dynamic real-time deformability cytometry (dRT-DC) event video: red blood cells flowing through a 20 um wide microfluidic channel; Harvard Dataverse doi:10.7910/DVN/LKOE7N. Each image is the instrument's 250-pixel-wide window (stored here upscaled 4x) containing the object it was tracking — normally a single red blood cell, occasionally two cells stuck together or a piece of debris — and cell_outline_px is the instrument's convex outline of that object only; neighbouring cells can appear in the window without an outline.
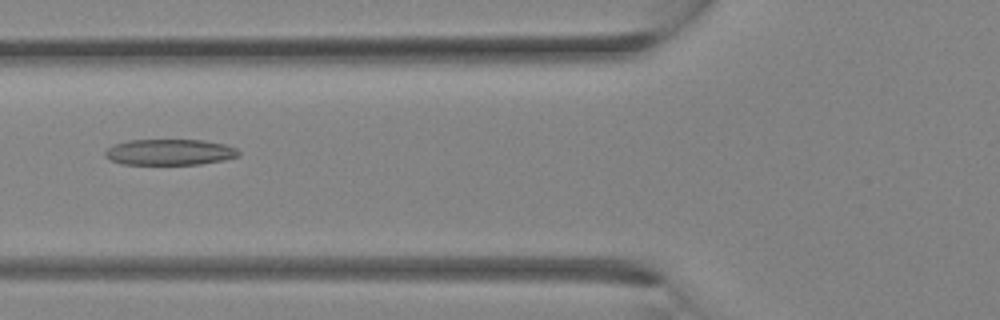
{"species": "Egyptian fruit bat (a non-hibernating species)", "species_latin": "Rousettus aegyptiacus", "temperature_condition": "room temperature", "stored_images_in_passage": 22, "camera_frame_rate_fps": 3000, "um_per_image_px": 0.085, "animal": {"sex": "female"}, "frame": {"image": 1, "passage_image": 11, "time_ms": 3.333, "image_size_px": [1000, 320], "cell_outline_px": [[240, 156], [224, 160], [200, 164], [124, 164], [108, 160], [104, 156], [104, 152], [112, 144], [128, 140], [204, 140], [224, 144], [236, 148], [240, 152]], "centroid_in_image_um": [14.4, 12.93], "position_along_channel_um": 111.4, "area_um2": 20.35}}
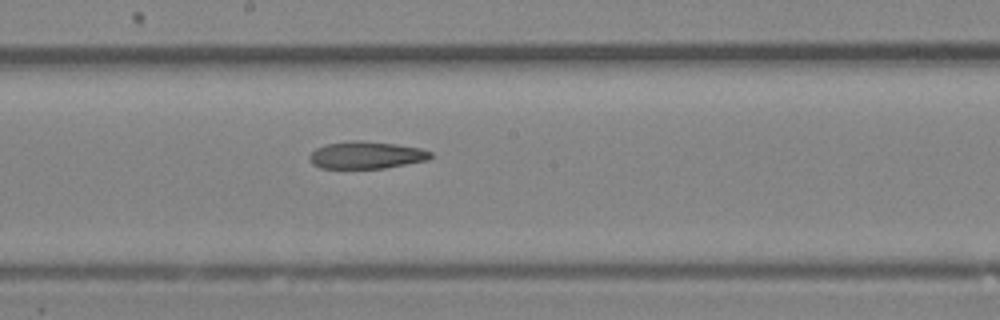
{"frame": {"image": 2, "passage_image": 16, "time_ms": 5.0, "image_size_px": [1000, 320], "cell_outline_px": [[432, 156], [428, 160], [384, 168], [320, 168], [312, 164], [308, 160], [308, 156], [316, 148], [328, 144], [352, 140], [360, 140], [396, 144], [420, 148], [432, 152]], "centroid_in_image_um": [31.12, 13.18], "position_along_channel_um": 217.1, "area_um2": 19.25}}
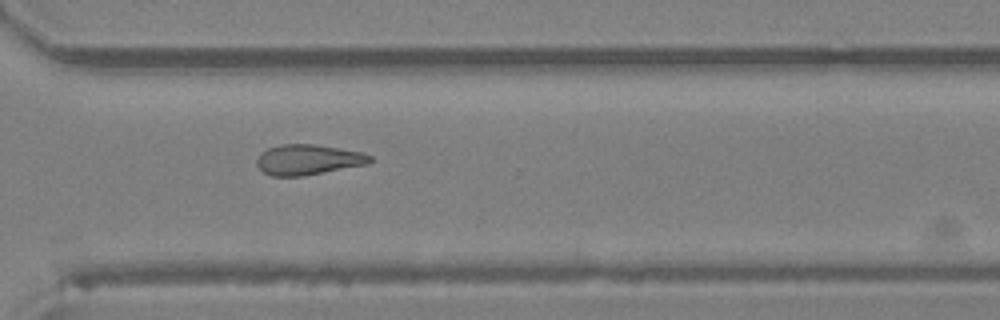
{"frame": {"image": 3, "passage_image": 22, "time_ms": 7.0, "image_size_px": [1000, 320], "cell_outline_px": [[372, 160], [368, 164], [304, 176], [272, 176], [264, 172], [256, 164], [256, 160], [260, 152], [268, 148], [280, 144], [316, 144], [364, 152], [372, 156]], "centroid_in_image_um": [26.2, 13.56], "position_along_channel_um": 344.4, "area_um2": 20.23}}